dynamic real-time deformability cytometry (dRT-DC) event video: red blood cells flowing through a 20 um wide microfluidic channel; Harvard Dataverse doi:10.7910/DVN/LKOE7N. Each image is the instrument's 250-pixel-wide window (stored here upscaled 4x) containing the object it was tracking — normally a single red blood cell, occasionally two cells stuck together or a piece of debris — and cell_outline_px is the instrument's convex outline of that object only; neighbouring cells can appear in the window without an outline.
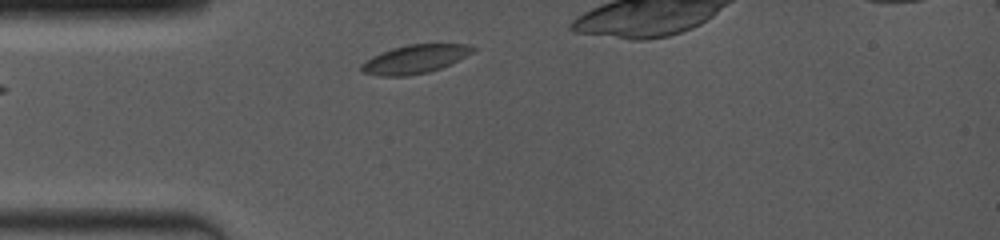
{"species": "common noctule bat (a hibernating species)", "species_latin": "Nyctalus noctula", "temperature_condition": "room temperature", "stored_images_in_passage": 41, "camera_frame_rate_fps": 4000, "um_per_image_px": 0.085, "animal": {"sex": "female", "body_mass_g": 19.0, "forearm_length_mm": 53.3}, "frame": {"image": 1, "passage_image": 1, "time_ms": 0.0, "image_size_px": [1000, 240], "cell_outline_px": [[476, 48], [472, 52], [440, 68], [428, 72], [408, 76], [376, 76], [360, 72], [360, 64], [364, 60], [380, 52], [392, 48], [408, 44], [468, 44]], "centroid_in_image_um": [35.16, 5.03], "position_along_channel_um": 49.8, "area_um2": 18.55}}
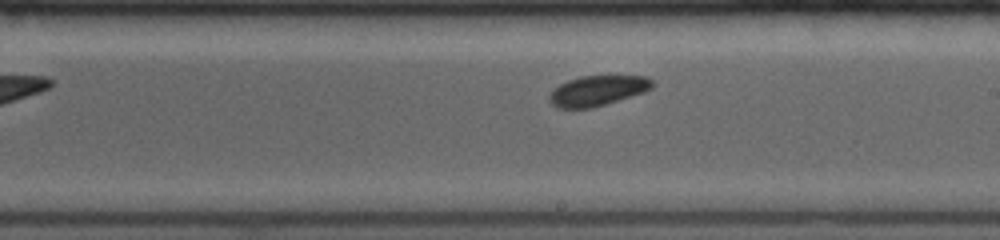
{"frame": {"image": 2, "passage_image": 21, "time_ms": 5.0, "image_size_px": [1000, 240], "cell_outline_px": [[656, 84], [652, 88], [644, 92], [592, 108], [556, 108], [548, 100], [548, 96], [560, 84], [568, 80], [580, 76], [648, 76]], "centroid_in_image_um": [50.81, 7.7], "position_along_channel_um": 238.2, "area_um2": 18.09}}
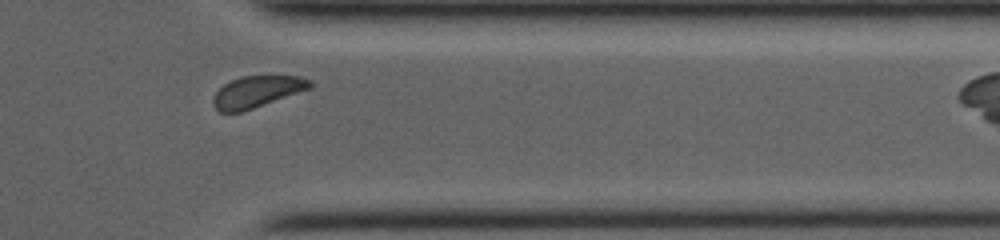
{"frame": {"image": 3, "passage_image": 36, "time_ms": 8.75, "image_size_px": [1000, 240], "cell_outline_px": [[312, 88], [240, 112], [220, 112], [212, 104], [212, 100], [216, 92], [224, 84], [240, 76], [300, 76], [312, 80]], "centroid_in_image_um": [21.85, 7.78], "position_along_channel_um": 389.5, "area_um2": 17.63}}